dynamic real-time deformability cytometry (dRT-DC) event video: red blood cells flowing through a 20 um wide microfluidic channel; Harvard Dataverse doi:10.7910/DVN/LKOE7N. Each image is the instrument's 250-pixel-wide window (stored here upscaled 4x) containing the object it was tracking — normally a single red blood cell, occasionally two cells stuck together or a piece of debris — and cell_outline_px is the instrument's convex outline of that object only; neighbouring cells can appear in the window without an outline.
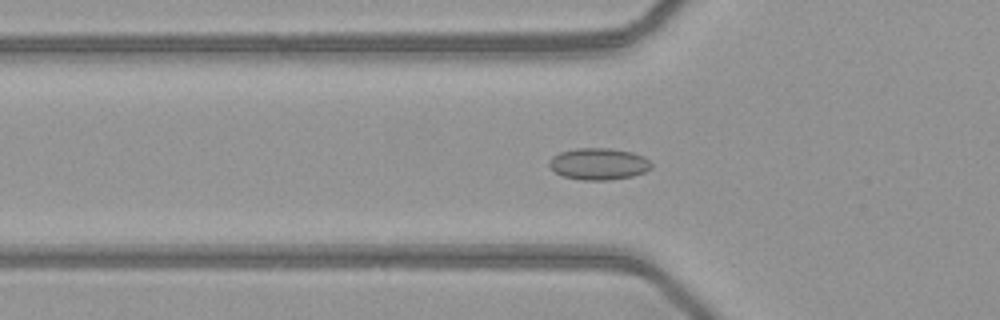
{"species": "common noctule bat (a hibernating species)", "species_latin": "Nyctalus noctula", "temperature_condition": "warm", "stored_images_in_passage": 40, "camera_frame_rate_fps": 3000, "um_per_image_px": 0.085, "animal": {"sex": "female", "body_mass_g": 21.9}, "frame": {"image": 1, "passage_image": 7, "time_ms": 2.0, "image_size_px": [1000, 320], "cell_outline_px": [[652, 168], [644, 172], [632, 176], [608, 180], [580, 180], [564, 176], [556, 172], [548, 164], [548, 160], [552, 156], [560, 152], [576, 148], [612, 148], [632, 152], [644, 156], [652, 164]], "centroid_in_image_um": [50.89, 13.92], "position_along_channel_um": 74.9, "area_um2": 18.96}}
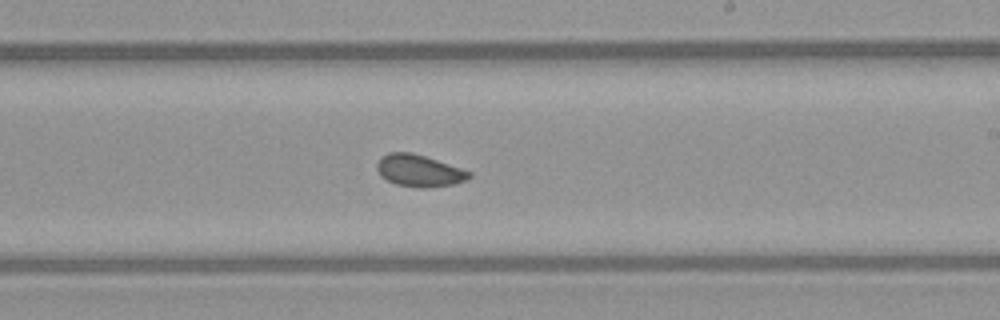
{"frame": {"image": 2, "passage_image": 20, "time_ms": 6.333, "image_size_px": [1000, 320], "cell_outline_px": [[472, 176], [464, 180], [452, 184], [424, 188], [420, 188], [396, 184], [380, 176], [376, 168], [376, 164], [380, 156], [388, 152], [412, 152], [472, 172]], "centroid_in_image_um": [35.57, 14.5], "position_along_channel_um": 253.4, "area_um2": 17.05}}
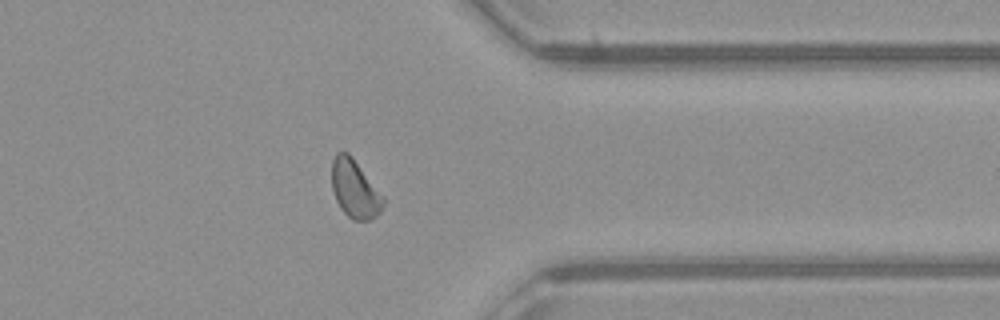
{"frame": {"image": 3, "passage_image": 30, "time_ms": 9.667, "image_size_px": [1000, 320], "cell_outline_px": [[384, 204], [380, 212], [376, 216], [368, 220], [352, 220], [340, 208], [336, 200], [332, 188], [332, 160], [336, 152], [348, 152], [352, 156], [384, 196]], "centroid_in_image_um": [30.16, 16.05], "position_along_channel_um": 381.2, "area_um2": 17.46}, "authors_computed_cell_mechanics": {"area_um2": 17.34, "velocity_mm_per_s": 4.0906, "shape_relaxation_time_tau1_ms": null, "shape_relaxation_time_tau2_ms": 4.6393, "deformation_change_tau1": null, "deformation_change_tau2": 0.0951}}